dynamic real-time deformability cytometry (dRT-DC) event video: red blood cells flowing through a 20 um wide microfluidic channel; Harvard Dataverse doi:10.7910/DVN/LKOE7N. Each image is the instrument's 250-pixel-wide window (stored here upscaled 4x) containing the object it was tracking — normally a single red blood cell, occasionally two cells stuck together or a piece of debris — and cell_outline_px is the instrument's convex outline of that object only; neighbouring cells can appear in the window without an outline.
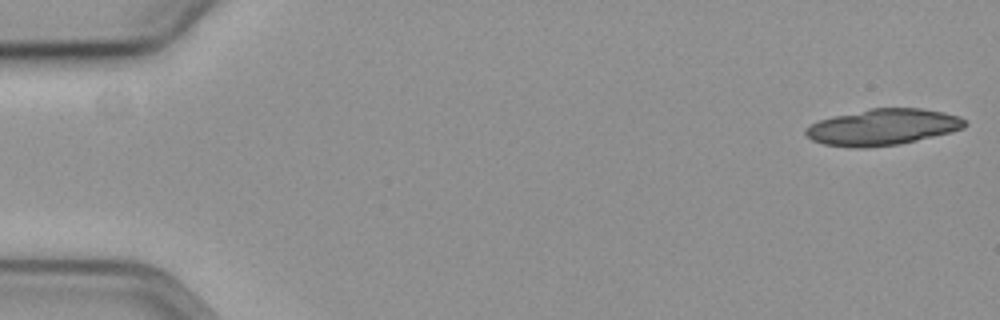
{"species": "common noctule bat (a hibernating species)", "species_latin": "Nyctalus noctula", "temperature_condition": "cold", "stored_images_in_passage": 7, "camera_frame_rate_fps": 3000, "um_per_image_px": 0.085, "animal": {"sex": "female", "body_mass_g": 19.3, "forearm_length_mm": 54.1}, "frame": {"image": 1, "passage_image": 1, "time_ms": 0.0, "image_size_px": [1000, 320], "cell_outline_px": [[968, 124], [964, 128], [900, 144], [864, 148], [848, 148], [824, 144], [812, 140], [804, 132], [804, 128], [820, 120], [832, 116], [868, 108], [920, 108], [944, 112], [960, 116]], "centroid_in_image_um": [75.0, 10.8], "position_along_channel_um": 10.0, "area_um2": 33.64}}